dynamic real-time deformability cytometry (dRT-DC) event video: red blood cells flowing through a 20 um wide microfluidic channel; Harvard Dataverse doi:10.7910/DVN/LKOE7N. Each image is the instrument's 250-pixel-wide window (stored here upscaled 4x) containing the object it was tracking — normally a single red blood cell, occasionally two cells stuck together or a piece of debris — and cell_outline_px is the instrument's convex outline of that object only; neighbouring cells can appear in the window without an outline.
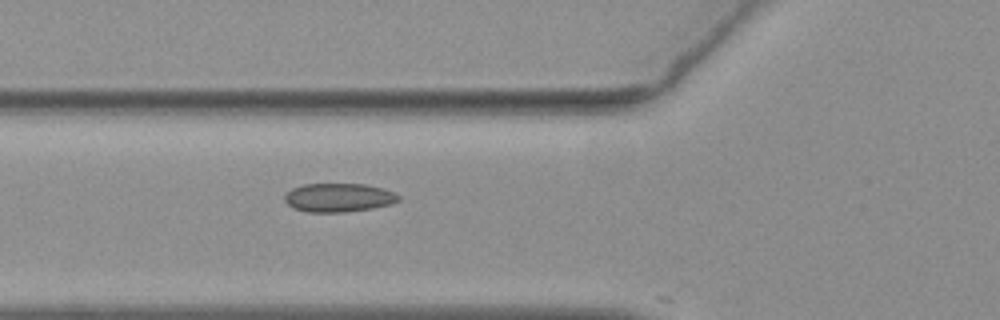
{"species": "common noctule bat (a hibernating species)", "species_latin": "Nyctalus noctula", "temperature_condition": "warm", "stored_images_in_passage": 6, "camera_frame_rate_fps": 3000, "um_per_image_px": 0.085, "animal": {"sex": "female", "body_mass_g": 19.3, "forearm_length_mm": 54.1}, "frame": {"image": 1, "passage_image": 5, "time_ms": 1.333, "image_size_px": [1000, 320], "cell_outline_px": [[400, 200], [392, 204], [372, 208], [348, 212], [308, 212], [292, 208], [284, 200], [284, 196], [292, 188], [304, 184], [364, 184], [396, 192], [400, 196]], "centroid_in_image_um": [28.79, 16.8], "position_along_channel_um": 97.0, "area_um2": 19.13}}